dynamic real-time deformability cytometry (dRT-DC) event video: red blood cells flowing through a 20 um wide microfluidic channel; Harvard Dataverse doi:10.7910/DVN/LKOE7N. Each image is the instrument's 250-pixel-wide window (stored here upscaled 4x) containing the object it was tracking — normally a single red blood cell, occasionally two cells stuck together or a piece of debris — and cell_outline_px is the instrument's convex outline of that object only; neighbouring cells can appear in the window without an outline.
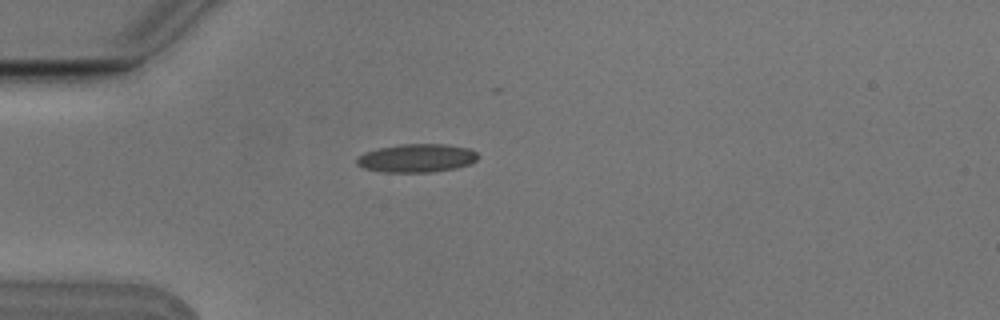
{"species": "Egyptian fruit bat (a non-hibernating species)", "species_latin": "Rousettus aegyptiacus", "temperature_condition": "cold", "stored_images_in_passage": 1, "camera_frame_rate_fps": 3000, "um_per_image_px": 0.085, "animal": {"sex": "male"}, "frame": {"image": 1, "passage_image": 1, "time_ms": 0.0, "image_size_px": [1000, 320], "cell_outline_px": [[480, 156], [472, 164], [456, 168], [432, 172], [380, 172], [364, 168], [356, 164], [356, 156], [364, 152], [380, 148], [400, 144], [448, 144], [468, 148], [476, 152]], "centroid_in_image_um": [35.42, 13.44], "position_along_channel_um": 49.6, "area_um2": 20.29}}